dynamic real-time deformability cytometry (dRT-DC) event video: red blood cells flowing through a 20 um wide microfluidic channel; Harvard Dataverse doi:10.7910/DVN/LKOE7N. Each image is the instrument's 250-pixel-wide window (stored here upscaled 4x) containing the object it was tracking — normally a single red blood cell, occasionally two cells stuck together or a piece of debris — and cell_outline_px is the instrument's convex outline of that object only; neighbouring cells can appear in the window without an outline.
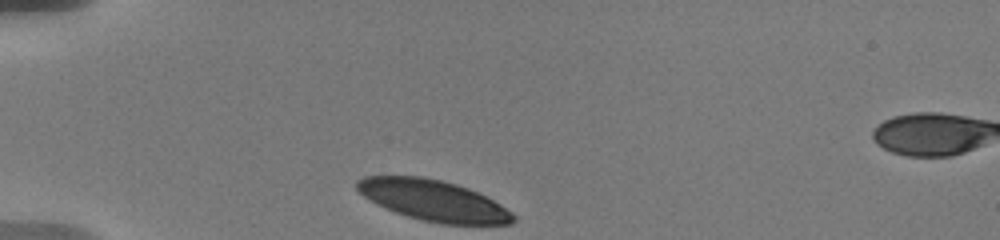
{"species": "human", "species_latin": "Homo sapiens", "temperature_condition": "warm", "stored_images_in_passage": 36, "camera_frame_rate_fps": 3000, "um_per_image_px": 0.085, "donor": {"sex": "male"}, "frame": {"image": 1, "passage_image": 1, "time_ms": 0.0, "image_size_px": [1000, 240], "cell_outline_px": [[516, 220], [512, 224], [440, 224], [408, 216], [396, 212], [376, 204], [364, 196], [356, 188], [356, 180], [364, 176], [420, 176], [440, 180], [456, 184], [468, 188], [500, 204], [512, 212], [516, 216]], "centroid_in_image_um": [36.84, 17.04], "position_along_channel_um": 48.2, "area_um2": 36.93}}
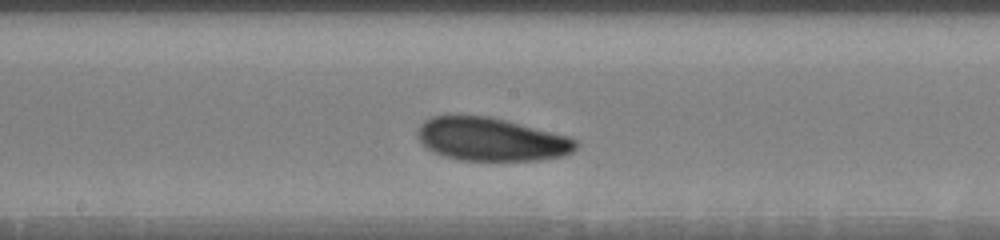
{"frame": {"image": 2, "passage_image": 17, "time_ms": 5.333, "image_size_px": [1000, 240], "cell_outline_px": [[580, 144], [572, 152], [564, 156], [540, 160], [460, 160], [444, 156], [428, 148], [420, 140], [416, 132], [420, 124], [424, 120], [432, 116], [488, 116], [568, 136], [576, 140]], "centroid_in_image_um": [41.77, 11.85], "position_along_channel_um": 206.4, "area_um2": 39.54}}
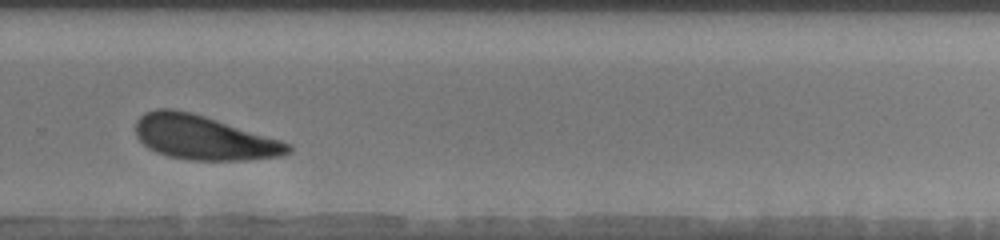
{"frame": {"image": 3, "passage_image": 26, "time_ms": 8.333, "image_size_px": [1000, 240], "cell_outline_px": [[292, 152], [280, 156], [248, 160], [188, 160], [168, 156], [156, 152], [148, 148], [136, 136], [136, 120], [144, 112], [156, 108], [172, 108], [192, 112], [280, 140], [288, 144], [292, 148]], "centroid_in_image_um": [17.27, 11.69], "position_along_channel_um": 312.5, "area_um2": 39.25}, "authors_computed_cell_mechanics": {"area_um2": 39.7086, "velocity_mm_per_s": 3.5486, "shape_relaxation_time_tau1_ms": 2.1672, "shape_relaxation_time_tau2_ms": null, "deformation_change_tau1": 0.101, "deformation_change_tau2": null}}